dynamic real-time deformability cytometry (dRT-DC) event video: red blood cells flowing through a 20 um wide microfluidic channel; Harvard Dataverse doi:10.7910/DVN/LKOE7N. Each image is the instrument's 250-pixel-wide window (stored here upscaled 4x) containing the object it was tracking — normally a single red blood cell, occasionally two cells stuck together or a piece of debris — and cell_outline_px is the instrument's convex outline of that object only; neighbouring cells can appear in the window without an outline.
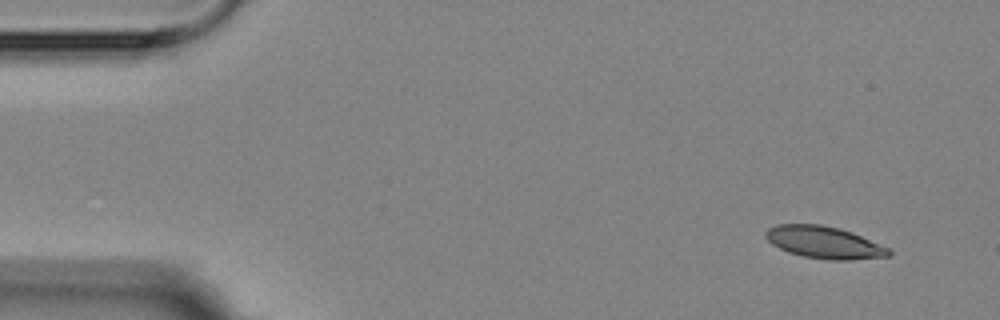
{"species": "Egyptian fruit bat (a non-hibernating species)", "species_latin": "Rousettus aegyptiacus", "temperature_condition": "room temperature", "stored_images_in_passage": 4, "camera_frame_rate_fps": 3000, "um_per_image_px": 0.085, "animal": {"sex": "female"}, "frame": {"image": 1, "passage_image": 1, "time_ms": 0.0, "image_size_px": [1000, 320], "cell_outline_px": [[892, 256], [848, 260], [828, 260], [804, 256], [788, 252], [772, 244], [764, 236], [764, 232], [768, 228], [776, 224], [820, 224], [852, 232], [892, 248]], "centroid_in_image_um": [70.09, 20.61], "position_along_channel_um": 14.9, "area_um2": 23.24}}
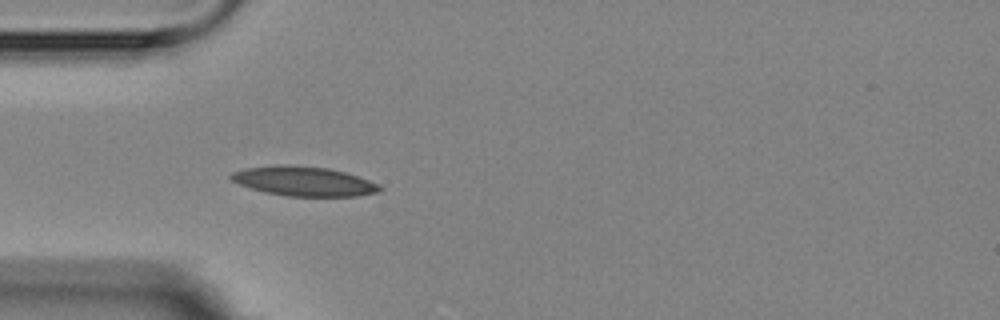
{"frame": {"image": 2, "passage_image": 4, "time_ms": 4.0, "image_size_px": [1000, 320], "cell_outline_px": [[384, 188], [380, 192], [356, 196], [288, 196], [264, 192], [240, 184], [232, 180], [228, 176], [232, 172], [244, 168], [276, 164], [292, 164], [328, 168], [344, 172], [380, 184]], "centroid_in_image_um": [25.82, 15.39], "position_along_channel_um": 59.2, "area_um2": 25.72}}